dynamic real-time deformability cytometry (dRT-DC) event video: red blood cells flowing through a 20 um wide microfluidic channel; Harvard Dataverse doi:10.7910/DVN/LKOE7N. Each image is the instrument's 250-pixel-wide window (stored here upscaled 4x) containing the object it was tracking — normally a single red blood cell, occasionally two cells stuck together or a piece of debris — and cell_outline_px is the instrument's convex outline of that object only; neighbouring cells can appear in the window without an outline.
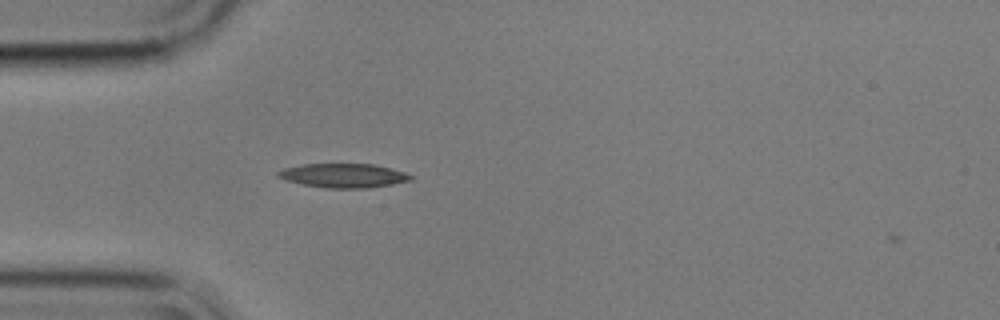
{"species": "common noctule bat (a hibernating species)", "species_latin": "Nyctalus noctula", "temperature_condition": "cold", "stored_images_in_passage": 5, "camera_frame_rate_fps": 3000, "um_per_image_px": 0.085, "animal": {"sex": "male", "body_mass_g": 17.9}, "frame": {"image": 1, "passage_image": 4, "time_ms": 1.0, "image_size_px": [1000, 320], "cell_outline_px": [[412, 180], [392, 184], [368, 188], [328, 188], [300, 184], [284, 180], [276, 176], [276, 172], [284, 168], [304, 164], [376, 164], [404, 172], [412, 176]], "centroid_in_image_um": [29.16, 14.92], "position_along_channel_um": 55.8, "area_um2": 18.67}}